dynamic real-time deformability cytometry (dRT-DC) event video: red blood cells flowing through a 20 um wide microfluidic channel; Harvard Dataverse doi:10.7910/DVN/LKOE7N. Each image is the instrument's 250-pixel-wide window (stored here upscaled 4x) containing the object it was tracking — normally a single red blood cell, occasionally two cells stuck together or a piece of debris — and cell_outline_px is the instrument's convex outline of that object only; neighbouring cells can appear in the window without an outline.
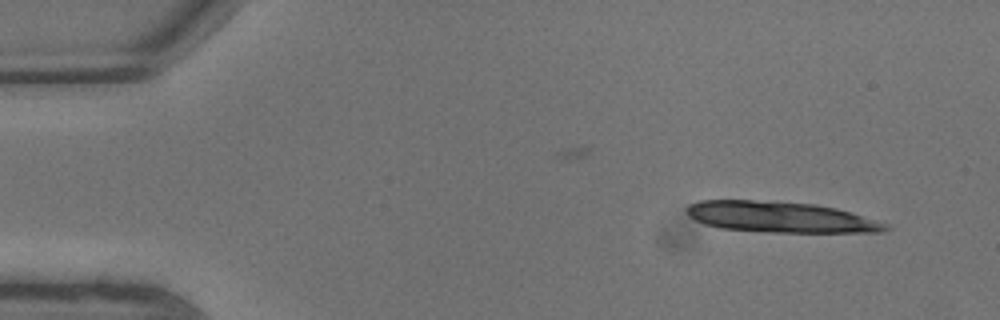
{"species": "common noctule bat (a hibernating species)", "species_latin": "Nyctalus noctula", "temperature_condition": "warm", "stored_images_in_passage": 5, "camera_frame_rate_fps": 3000, "um_per_image_px": 0.085, "animal": {"sex": "male", "body_mass_g": 13.3}, "frame": {"image": 1, "passage_image": 1, "time_ms": 0.0, "image_size_px": [1000, 320], "cell_outline_px": [[892, 228], [884, 232], [768, 232], [720, 228], [704, 224], [688, 216], [684, 208], [688, 204], [700, 200], [752, 200], [816, 204], [836, 208], [852, 212], [888, 224]], "centroid_in_image_um": [66.33, 18.45], "position_along_channel_um": 18.7, "area_um2": 35.89}}